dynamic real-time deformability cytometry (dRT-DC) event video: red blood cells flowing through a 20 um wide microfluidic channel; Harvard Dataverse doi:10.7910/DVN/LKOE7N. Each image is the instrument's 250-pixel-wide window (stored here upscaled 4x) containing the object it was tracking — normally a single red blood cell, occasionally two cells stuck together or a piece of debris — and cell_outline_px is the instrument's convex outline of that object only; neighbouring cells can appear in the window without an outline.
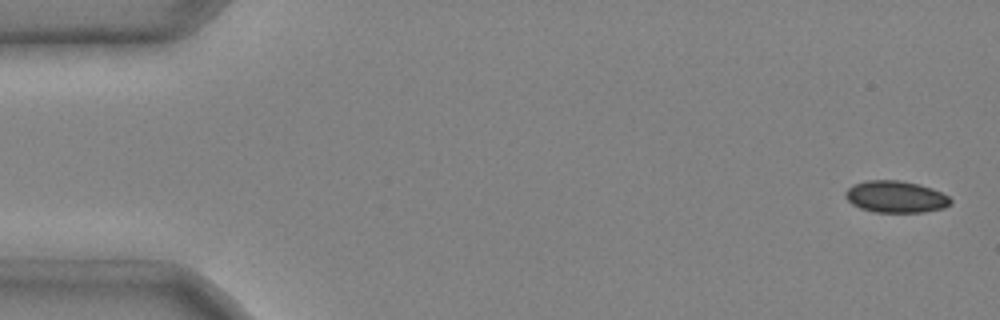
{"species": "common noctule bat (a hibernating species)", "species_latin": "Nyctalus noctula", "temperature_condition": "cold", "stored_images_in_passage": 6, "camera_frame_rate_fps": 3000, "um_per_image_px": 0.085, "animal": {"sex": "male", "body_mass_g": 20.4}, "frame": {"image": 1, "passage_image": 1, "time_ms": 0.0, "image_size_px": [1000, 320], "cell_outline_px": [[952, 204], [944, 208], [924, 212], [872, 212], [860, 208], [852, 204], [844, 196], [844, 192], [852, 184], [868, 180], [900, 180], [920, 184], [932, 188], [948, 196], [952, 200]], "centroid_in_image_um": [76.13, 16.72], "position_along_channel_um": 8.9, "area_um2": 19.71}}
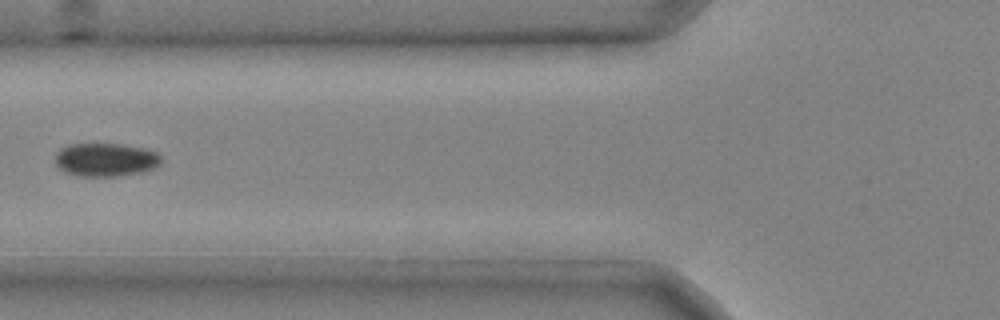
{"frame": {"image": 2, "passage_image": 5, "time_ms": 1.333, "image_size_px": [1000, 320], "cell_outline_px": [[160, 164], [156, 168], [144, 172], [120, 176], [80, 176], [64, 172], [56, 164], [56, 152], [60, 148], [68, 144], [120, 144], [144, 148], [156, 152], [160, 156]], "centroid_in_image_um": [8.99, 13.58], "position_along_channel_um": 116.8, "area_um2": 20.75}}
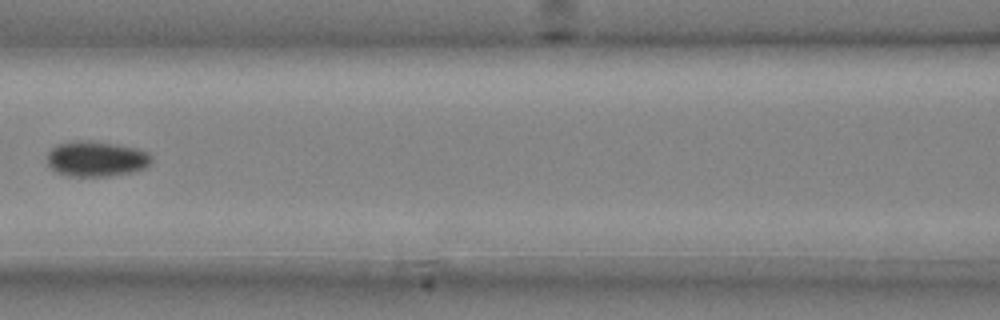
{"frame": {"image": 3, "passage_image": 6, "time_ms": 1.667, "image_size_px": [1000, 320], "cell_outline_px": [[152, 160], [144, 168], [132, 172], [108, 176], [68, 176], [56, 172], [48, 164], [48, 152], [56, 144], [72, 140], [92, 140], [136, 148], [148, 152], [152, 156]], "centroid_in_image_um": [8.16, 13.49], "position_along_channel_um": 158.4, "area_um2": 21.62}}